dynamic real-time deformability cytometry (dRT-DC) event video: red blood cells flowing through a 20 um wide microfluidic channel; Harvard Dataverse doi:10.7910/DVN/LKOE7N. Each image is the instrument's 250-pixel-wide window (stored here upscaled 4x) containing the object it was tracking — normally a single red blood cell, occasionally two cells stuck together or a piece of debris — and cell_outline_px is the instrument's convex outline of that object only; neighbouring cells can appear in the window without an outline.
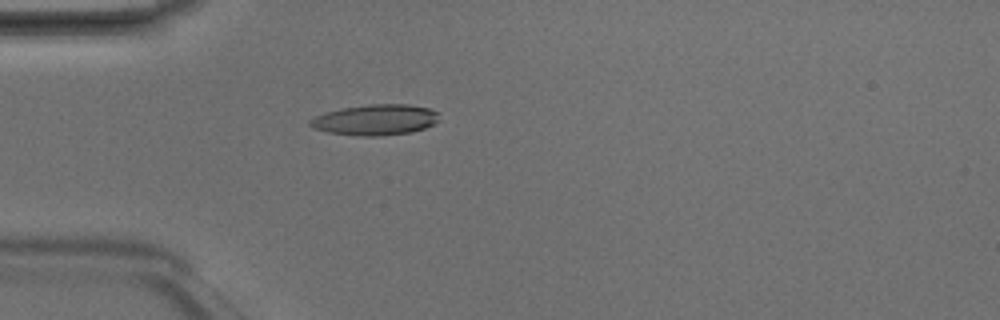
{"species": "Egyptian fruit bat (a non-hibernating species)", "species_latin": "Rousettus aegyptiacus", "temperature_condition": "room temperature", "stored_images_in_passage": 4, "camera_frame_rate_fps": 3000, "um_per_image_px": 0.085, "animal": {"sex": "male"}, "frame": {"image": 1, "passage_image": 4, "time_ms": 1.0, "image_size_px": [1000, 320], "cell_outline_px": [[440, 112], [436, 120], [432, 124], [424, 128], [412, 132], [380, 136], [360, 136], [328, 132], [312, 128], [308, 124], [308, 120], [324, 112], [344, 108], [372, 104], [408, 104], [428, 108]], "centroid_in_image_um": [31.88, 10.18], "position_along_channel_um": 53.1, "area_um2": 23.06}}